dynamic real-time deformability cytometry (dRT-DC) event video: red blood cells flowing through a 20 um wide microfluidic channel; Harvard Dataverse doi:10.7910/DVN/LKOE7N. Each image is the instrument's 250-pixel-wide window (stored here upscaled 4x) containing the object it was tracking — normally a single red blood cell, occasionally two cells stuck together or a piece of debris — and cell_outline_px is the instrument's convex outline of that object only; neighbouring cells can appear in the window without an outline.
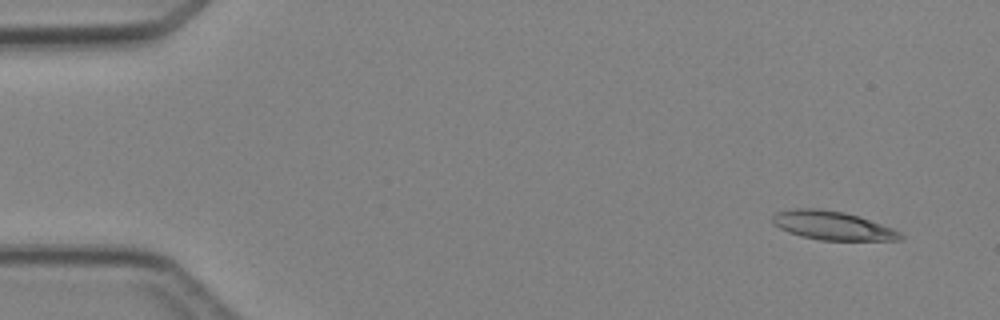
{"species": "Egyptian fruit bat (a non-hibernating species)", "species_latin": "Rousettus aegyptiacus", "temperature_condition": "cold", "stored_images_in_passage": 5, "camera_frame_rate_fps": 3000, "um_per_image_px": 0.085, "animal": {"sex": "female"}, "frame": {"image": 1, "passage_image": 1, "time_ms": 0.0, "image_size_px": [1000, 320], "cell_outline_px": [[904, 236], [900, 240], [820, 240], [800, 236], [788, 232], [772, 224], [772, 216], [776, 212], [796, 208], [820, 208], [844, 212], [860, 216], [892, 228], [900, 232]], "centroid_in_image_um": [70.74, 19.16], "position_along_channel_um": 14.3, "area_um2": 21.5}}